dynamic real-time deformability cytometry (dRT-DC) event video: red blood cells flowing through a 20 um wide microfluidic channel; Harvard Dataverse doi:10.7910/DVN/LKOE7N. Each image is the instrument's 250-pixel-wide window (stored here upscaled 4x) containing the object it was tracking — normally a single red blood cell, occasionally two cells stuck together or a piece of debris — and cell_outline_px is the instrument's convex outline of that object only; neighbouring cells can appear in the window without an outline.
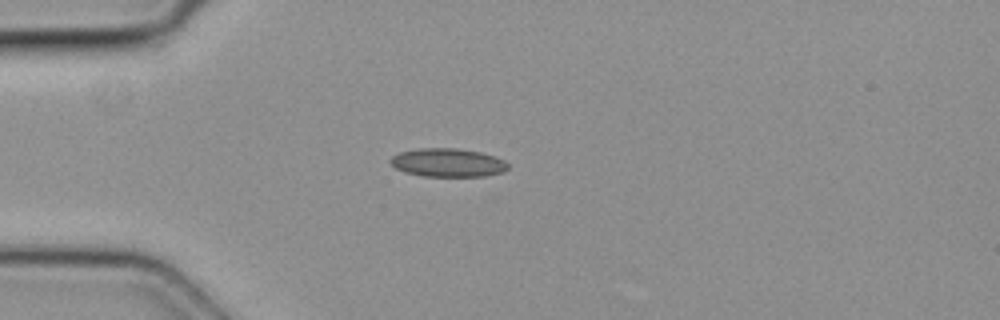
{"species": "common noctule bat (a hibernating species)", "species_latin": "Nyctalus noctula", "temperature_condition": "cold", "stored_images_in_passage": 4, "camera_frame_rate_fps": 3000, "um_per_image_px": 0.085, "animal": {"sex": "female", "body_mass_g": 19.3, "forearm_length_mm": 54.1}, "frame": {"image": 1, "passage_image": 4, "time_ms": 1.0, "image_size_px": [1000, 320], "cell_outline_px": [[508, 168], [504, 172], [484, 176], [424, 176], [404, 172], [396, 168], [388, 160], [392, 156], [400, 152], [416, 148], [456, 148], [480, 152], [496, 156], [504, 160], [508, 164]], "centroid_in_image_um": [38.07, 13.82], "position_along_channel_um": 46.9, "area_um2": 19.59}}